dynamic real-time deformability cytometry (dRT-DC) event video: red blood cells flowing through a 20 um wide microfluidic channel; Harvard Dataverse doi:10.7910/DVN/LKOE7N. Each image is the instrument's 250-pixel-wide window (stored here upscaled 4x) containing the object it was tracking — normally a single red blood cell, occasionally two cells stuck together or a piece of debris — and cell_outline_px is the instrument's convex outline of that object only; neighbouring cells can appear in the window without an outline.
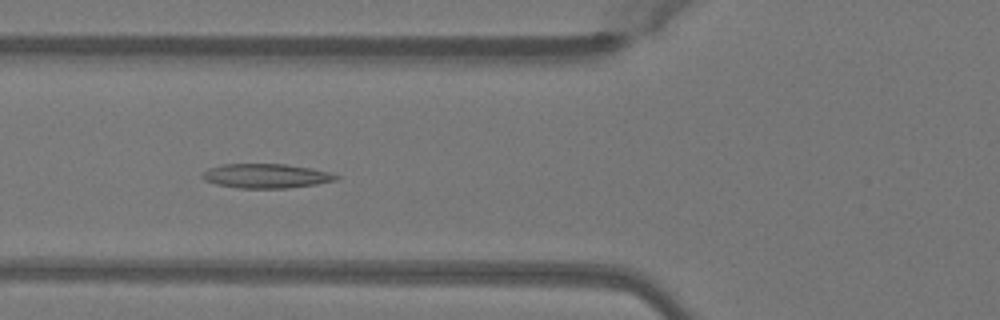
{"species": "Egyptian fruit bat (a non-hibernating species)", "species_latin": "Rousettus aegyptiacus", "temperature_condition": "warm", "stored_images_in_passage": 45, "camera_frame_rate_fps": 3000, "um_per_image_px": 0.085, "animal": {"sex": "female"}, "frame": {"image": 1, "passage_image": 14, "time_ms": 4.333, "image_size_px": [1000, 320], "cell_outline_px": [[340, 176], [336, 180], [316, 184], [288, 188], [236, 188], [216, 184], [204, 180], [200, 176], [208, 168], [224, 164], [284, 164], [312, 168], [328, 172]], "centroid_in_image_um": [22.59, 14.95], "position_along_channel_um": 103.2, "area_um2": 18.96}}
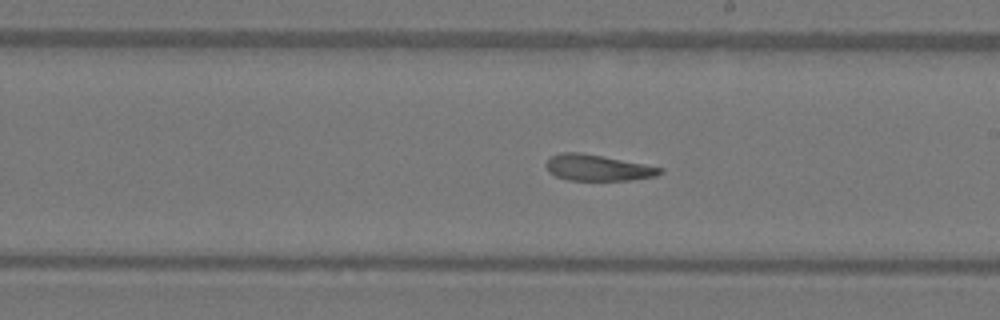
{"frame": {"image": 2, "passage_image": 24, "time_ms": 7.667, "image_size_px": [1000, 320], "cell_outline_px": [[664, 172], [656, 176], [628, 180], [568, 180], [556, 176], [548, 172], [548, 160], [552, 156], [560, 152], [580, 152], [604, 156], [664, 168]], "centroid_in_image_um": [50.84, 14.25], "position_along_channel_um": 238.2, "area_um2": 17.22}}
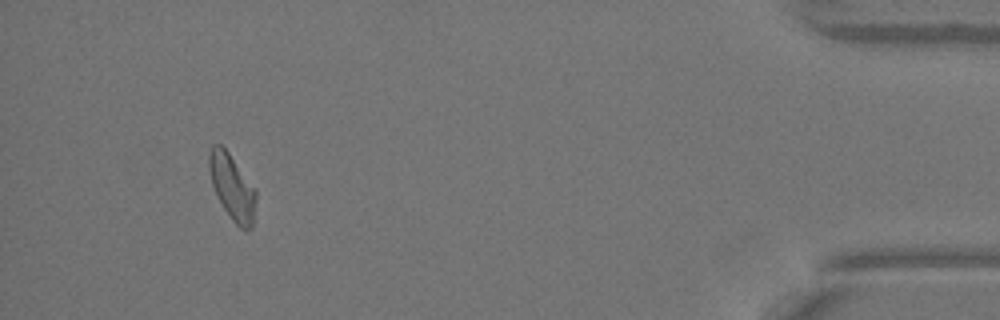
{"frame": {"image": 3, "passage_image": 42, "time_ms": 13.667, "image_size_px": [1000, 320], "cell_outline_px": [[256, 196], [252, 228], [248, 232], [244, 232], [232, 220], [224, 208], [212, 184], [208, 168], [208, 152], [212, 144], [220, 144], [228, 152], [256, 188]], "centroid_in_image_um": [19.74, 15.9], "position_along_channel_um": 415.5, "area_um2": 17.98}, "authors_computed_cell_mechanics": {"area_um2": 18.2648, "velocity_mm_per_s": 4.0417, "shape_relaxation_time_tau1_ms": 8.1602, "shape_relaxation_time_tau2_ms": 5.6993, "deformation_change_tau1": 0.1877, "deformation_change_tau2": 0.1541}}